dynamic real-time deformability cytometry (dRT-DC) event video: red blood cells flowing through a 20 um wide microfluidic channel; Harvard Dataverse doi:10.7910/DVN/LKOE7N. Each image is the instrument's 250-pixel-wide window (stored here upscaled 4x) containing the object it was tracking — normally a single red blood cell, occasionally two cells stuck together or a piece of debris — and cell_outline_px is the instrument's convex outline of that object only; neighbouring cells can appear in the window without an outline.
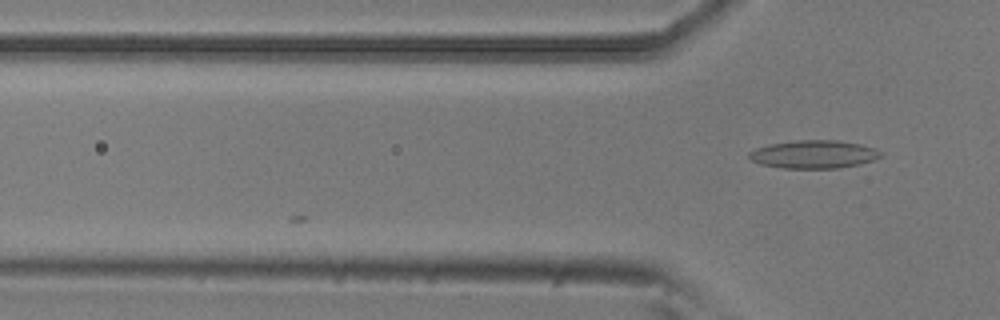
{"species": "common noctule bat (a hibernating species)", "species_latin": "Nyctalus noctula", "temperature_condition": "room temperature", "stored_images_in_passage": 3, "camera_frame_rate_fps": 3000, "um_per_image_px": 0.085, "animal": {"sex": "male", "body_mass_g": 20.5, "forearm_length_mm": 52.5}, "frame": {"image": 1, "passage_image": 3, "time_ms": 0.667, "image_size_px": [1000, 320], "cell_outline_px": [[884, 152], [880, 156], [872, 160], [860, 164], [840, 168], [780, 168], [760, 164], [752, 160], [748, 156], [748, 152], [756, 148], [768, 144], [796, 140], [836, 140], [860, 144], [876, 148]], "centroid_in_image_um": [69.17, 13.11], "position_along_channel_um": 56.6, "area_um2": 21.68}}